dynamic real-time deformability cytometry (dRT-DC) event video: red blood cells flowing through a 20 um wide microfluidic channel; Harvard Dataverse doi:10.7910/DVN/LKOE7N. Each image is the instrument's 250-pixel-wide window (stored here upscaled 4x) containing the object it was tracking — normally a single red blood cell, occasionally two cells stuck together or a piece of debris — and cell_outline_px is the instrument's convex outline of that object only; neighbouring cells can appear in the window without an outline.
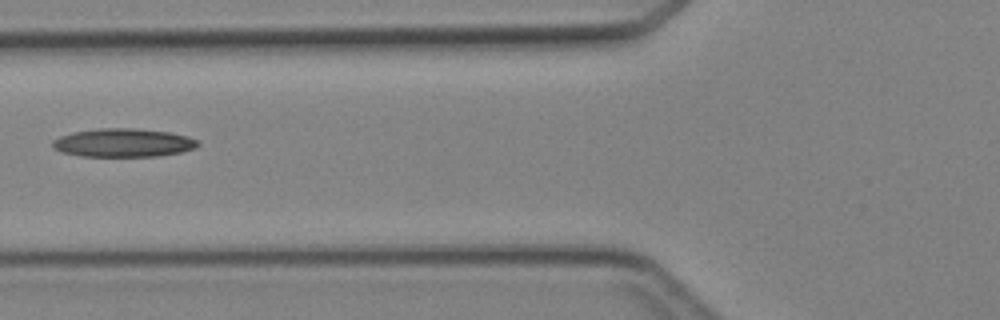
{"species": "Egyptian fruit bat (a non-hibernating species)", "species_latin": "Rousettus aegyptiacus", "temperature_condition": "cold", "stored_images_in_passage": 2, "camera_frame_rate_fps": 3000, "um_per_image_px": 0.085, "animal": {"sex": "female"}, "frame": {"image": 1, "passage_image": 2, "time_ms": 1.0, "image_size_px": [1000, 320], "cell_outline_px": [[200, 144], [196, 148], [180, 152], [160, 156], [80, 156], [60, 152], [52, 148], [52, 140], [60, 136], [72, 132], [100, 128], [132, 128], [168, 132], [188, 136], [200, 140]], "centroid_in_image_um": [10.47, 12.13], "position_along_channel_um": 115.3, "area_um2": 24.28}}